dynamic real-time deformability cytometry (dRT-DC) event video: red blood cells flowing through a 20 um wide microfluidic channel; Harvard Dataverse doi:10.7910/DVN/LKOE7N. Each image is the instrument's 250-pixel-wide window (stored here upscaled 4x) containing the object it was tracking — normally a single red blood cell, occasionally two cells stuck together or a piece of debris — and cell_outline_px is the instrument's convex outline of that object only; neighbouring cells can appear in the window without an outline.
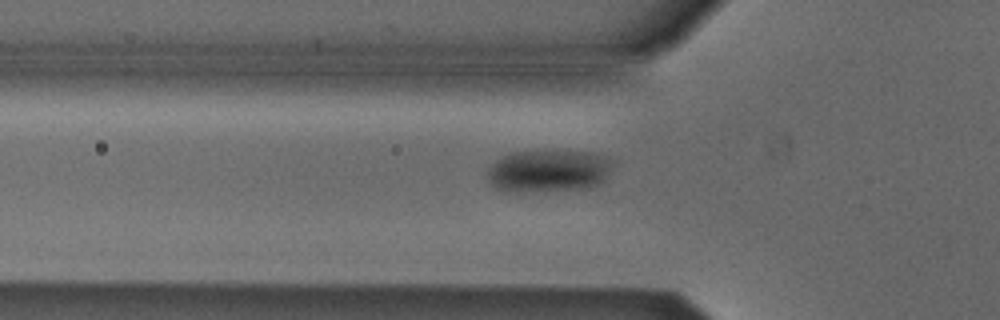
{"species": "Egyptian fruit bat (a non-hibernating species)", "species_latin": "Rousettus aegyptiacus", "temperature_condition": "cold", "stored_images_in_passage": 39, "camera_frame_rate_fps": 3000, "um_per_image_px": 0.085, "animal": {"sex": "male"}, "frame": {"image": 1, "passage_image": 8, "time_ms": 2.333, "image_size_px": [1000, 320], "cell_outline_px": [[612, 164], [604, 180], [600, 184], [588, 188], [508, 192], [496, 188], [492, 184], [488, 176], [488, 172], [492, 164], [496, 160], [512, 152], [544, 148], [596, 152], [608, 156], [612, 160]], "centroid_in_image_um": [46.66, 14.46], "position_along_channel_um": 79.1, "area_um2": 31.67}}
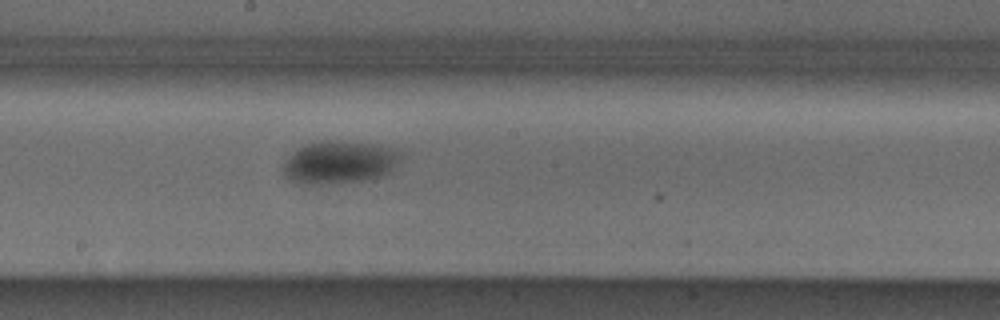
{"frame": {"image": 2, "passage_image": 19, "time_ms": 6.0, "image_size_px": [1000, 320], "cell_outline_px": [[400, 152], [396, 160], [388, 172], [380, 176], [364, 180], [320, 184], [308, 184], [292, 180], [284, 172], [284, 164], [288, 156], [292, 152], [308, 144], [320, 140], [328, 140], [376, 144]], "centroid_in_image_um": [28.79, 13.78], "position_along_channel_um": 219.4, "area_um2": 28.26}}
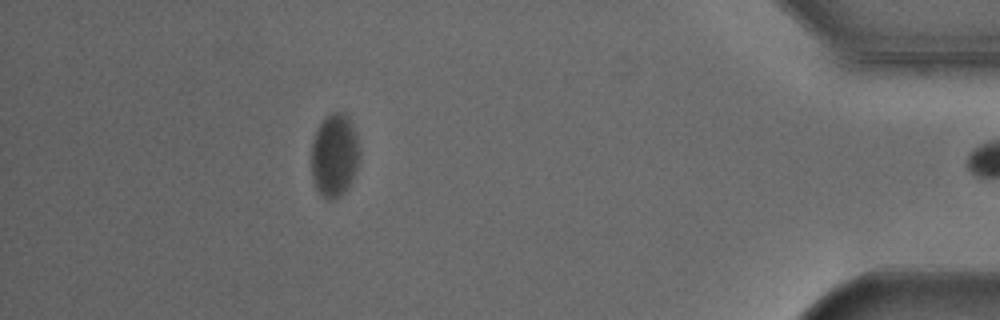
{"frame": {"image": 3, "passage_image": 38, "time_ms": 12.333, "image_size_px": [1000, 320], "cell_outline_px": [[360, 152], [356, 168], [344, 192], [340, 196], [332, 200], [328, 200], [316, 188], [312, 176], [312, 140], [316, 128], [324, 116], [332, 112], [348, 112], [356, 136]], "centroid_in_image_um": [28.41, 13.13], "position_along_channel_um": 406.8, "area_um2": 23.35}}